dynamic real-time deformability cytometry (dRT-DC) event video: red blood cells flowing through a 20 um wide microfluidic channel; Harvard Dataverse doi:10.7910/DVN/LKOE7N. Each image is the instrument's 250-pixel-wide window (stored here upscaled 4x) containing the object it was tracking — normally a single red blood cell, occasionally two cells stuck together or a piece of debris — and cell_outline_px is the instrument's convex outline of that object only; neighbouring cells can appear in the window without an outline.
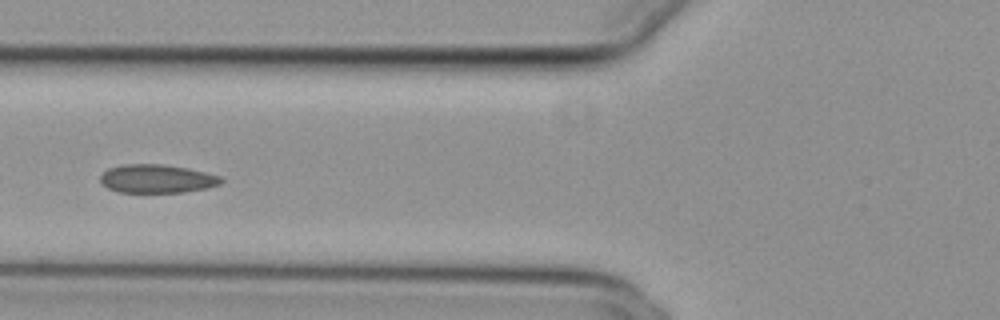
{"species": "common noctule bat (a hibernating species)", "species_latin": "Nyctalus noctula", "temperature_condition": "cold", "stored_images_in_passage": 40, "camera_frame_rate_fps": 3000, "um_per_image_px": 0.085, "animal": {"sex": "female", "body_mass_g": 29.2, "forearm_length_mm": 56.3}, "frame": {"image": 1, "passage_image": 12, "time_ms": 3.667, "image_size_px": [1000, 320], "cell_outline_px": [[224, 180], [220, 184], [208, 188], [184, 192], [116, 192], [108, 188], [100, 180], [100, 176], [108, 168], [124, 164], [164, 164], [188, 168], [220, 176]], "centroid_in_image_um": [13.35, 15.19], "position_along_channel_um": 112.5, "area_um2": 20.06}}
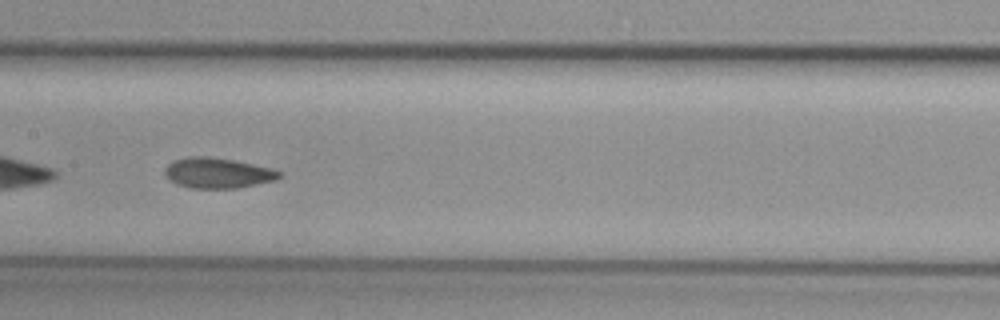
{"frame": {"image": 2, "passage_image": 18, "time_ms": 5.667, "image_size_px": [1000, 320], "cell_outline_px": [[284, 176], [276, 180], [236, 188], [188, 188], [176, 184], [164, 176], [164, 168], [172, 160], [188, 156], [208, 156], [232, 160], [272, 168], [284, 172]], "centroid_in_image_um": [18.49, 14.7], "position_along_channel_um": 188.9, "area_um2": 20.58}, "authors_computed_cell_mechanics": {"area_um2": 20.4323, "velocity_mm_per_s": 3.81, "shape_relaxation_time_tau1_ms": null, "shape_relaxation_time_tau2_ms": 1.4757, "deformation_change_tau1": null, "deformation_change_tau2": 0.0469}}